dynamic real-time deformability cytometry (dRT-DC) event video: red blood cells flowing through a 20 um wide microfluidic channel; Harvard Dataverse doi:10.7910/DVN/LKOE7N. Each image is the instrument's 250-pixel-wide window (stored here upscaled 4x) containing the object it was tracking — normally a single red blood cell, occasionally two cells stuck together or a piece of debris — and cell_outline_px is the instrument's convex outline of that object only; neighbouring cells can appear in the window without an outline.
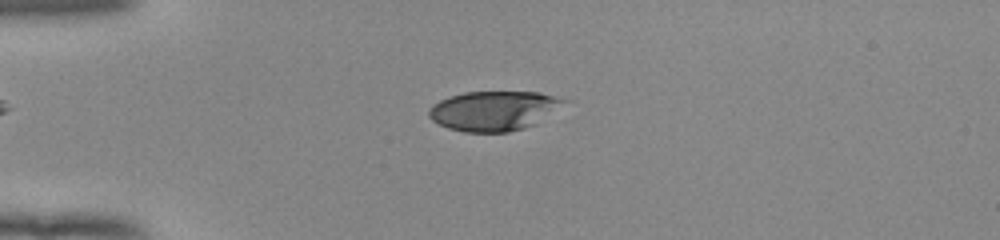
{"species": "human", "species_latin": "Homo sapiens", "temperature_condition": "room temperature", "stored_images_in_passage": 40, "camera_frame_rate_fps": 3000, "um_per_image_px": 0.085, "donor": {"sex": "female"}, "frame": {"image": 1, "passage_image": 1, "time_ms": 0.0, "image_size_px": [1000, 240], "cell_outline_px": [[572, 100], [536, 124], [524, 128], [508, 132], [464, 132], [448, 128], [432, 120], [428, 116], [428, 108], [432, 104], [440, 100], [464, 92], [540, 92]], "centroid_in_image_um": [42.02, 9.41], "position_along_channel_um": 43.0, "area_um2": 31.5}}
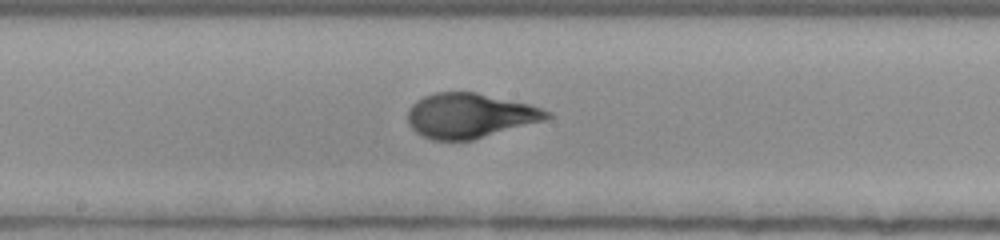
{"frame": {"image": 2, "passage_image": 16, "time_ms": 5.0, "image_size_px": [1000, 240], "cell_outline_px": [[552, 116], [544, 120], [472, 140], [432, 140], [416, 132], [408, 124], [408, 108], [416, 100], [424, 96], [436, 92], [476, 92], [528, 104], [552, 112]], "centroid_in_image_um": [39.9, 9.82], "position_along_channel_um": 208.3, "area_um2": 36.07}}
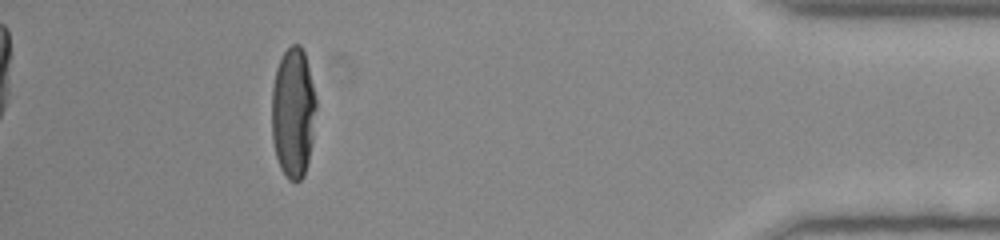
{"frame": {"image": 3, "passage_image": 35, "time_ms": 11.333, "image_size_px": [1000, 240], "cell_outline_px": [[316, 108], [312, 140], [308, 160], [304, 176], [296, 184], [288, 180], [280, 168], [276, 156], [272, 140], [272, 88], [276, 68], [284, 52], [292, 44], [300, 44], [304, 52], [308, 64], [316, 96]], "centroid_in_image_um": [24.92, 9.6], "position_along_channel_um": 410.3, "area_um2": 33.99}, "authors_computed_cell_mechanics": {"area_um2": 35.2002, "velocity_mm_per_s": 3.953, "shape_relaxation_time_tau1_ms": 5.481, "shape_relaxation_time_tau2_ms": null, "deformation_change_tau1": 0.2629, "deformation_change_tau2": null}}